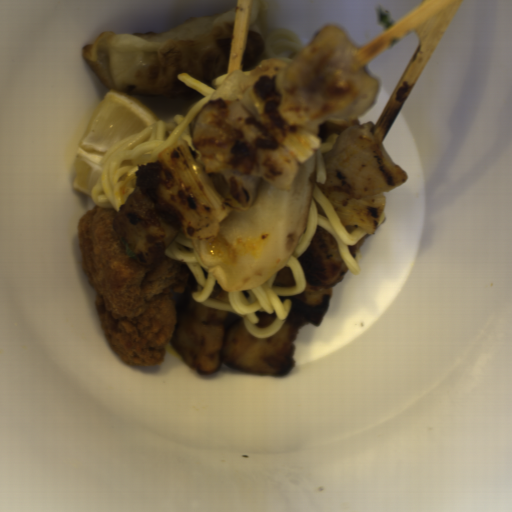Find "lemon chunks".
<instances>
[{
	"label": "lemon chunks",
	"mask_w": 512,
	"mask_h": 512,
	"mask_svg": "<svg viewBox=\"0 0 512 512\" xmlns=\"http://www.w3.org/2000/svg\"><path fill=\"white\" fill-rule=\"evenodd\" d=\"M153 124H158L155 114L138 96L111 90L106 93L91 115L77 152L75 190L92 198L106 174L104 153Z\"/></svg>",
	"instance_id": "e0be4373"
}]
</instances>
